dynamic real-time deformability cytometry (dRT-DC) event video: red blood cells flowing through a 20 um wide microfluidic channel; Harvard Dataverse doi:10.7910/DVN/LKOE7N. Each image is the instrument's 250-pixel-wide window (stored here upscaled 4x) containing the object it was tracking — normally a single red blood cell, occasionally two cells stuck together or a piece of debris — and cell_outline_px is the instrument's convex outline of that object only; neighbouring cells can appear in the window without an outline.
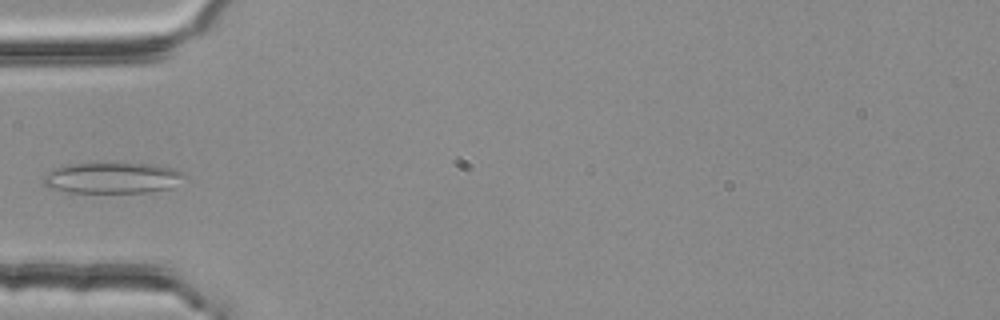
{"species": "common noctule bat (a hibernating species)", "species_latin": "Nyctalus noctula", "temperature_condition": "room temperature", "stored_images_in_passage": 4, "camera_frame_rate_fps": 3000, "um_per_image_px": 0.085, "animal": {"sex": "female", "body_mass_g": 25.1}, "frame": {"image": 1, "passage_image": 4, "time_ms": 1.0, "image_size_px": [1000, 320], "cell_outline_px": [[188, 176], [168, 188], [148, 192], [64, 192], [48, 188], [44, 184], [44, 172], [52, 168], [64, 164], [108, 160], [156, 164], [172, 168], [184, 172]], "centroid_in_image_um": [9.48, 15.05], "position_along_channel_um": 75.5, "area_um2": 26.76}}